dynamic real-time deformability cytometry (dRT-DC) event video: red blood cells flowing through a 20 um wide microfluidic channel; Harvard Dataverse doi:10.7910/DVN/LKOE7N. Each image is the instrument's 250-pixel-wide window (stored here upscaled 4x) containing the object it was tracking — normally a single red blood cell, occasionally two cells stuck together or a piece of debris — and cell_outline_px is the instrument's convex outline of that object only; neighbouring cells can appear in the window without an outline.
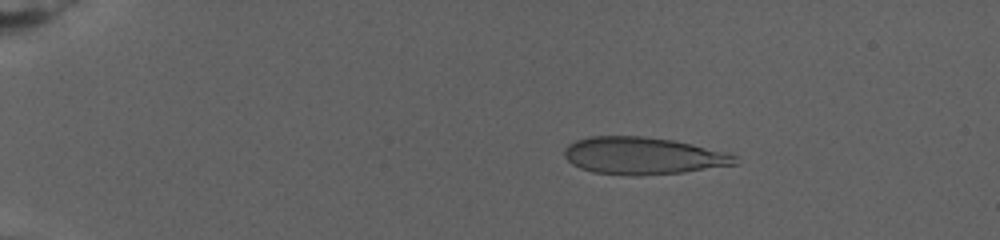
{"species": "human", "species_latin": "Homo sapiens", "temperature_condition": "warm", "stored_images_in_passage": 14, "camera_frame_rate_fps": 3000, "um_per_image_px": 0.085, "donor": {"sex": "female"}, "frame": {"image": 1, "passage_image": 6, "time_ms": 4.333, "image_size_px": [1000, 240], "cell_outline_px": [[736, 164], [684, 172], [636, 176], [632, 176], [592, 172], [580, 168], [572, 164], [564, 156], [564, 148], [568, 144], [576, 140], [588, 136], [644, 136], [672, 140], [692, 144], [728, 152], [736, 156]], "centroid_in_image_um": [54.62, 13.24], "position_along_channel_um": 30.4, "area_um2": 37.17}}
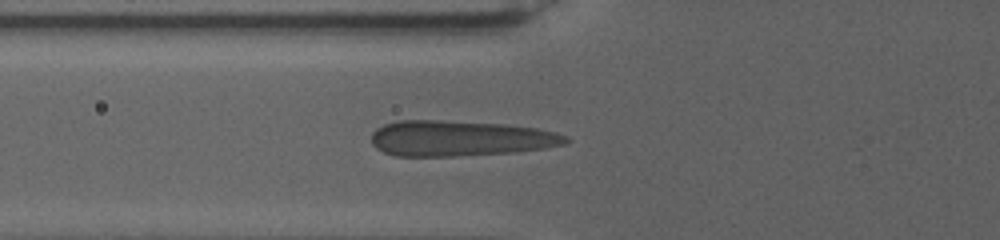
{"frame": {"image": 2, "passage_image": 11, "time_ms": 10.0, "image_size_px": [1000, 240], "cell_outline_px": [[568, 140], [564, 144], [544, 148], [516, 152], [456, 156], [396, 156], [384, 152], [376, 148], [372, 144], [372, 132], [376, 128], [384, 124], [400, 120], [440, 120], [508, 124], [536, 128], [556, 132], [568, 136]], "centroid_in_image_um": [39.09, 11.75], "position_along_channel_um": 86.7, "area_um2": 40.52}}
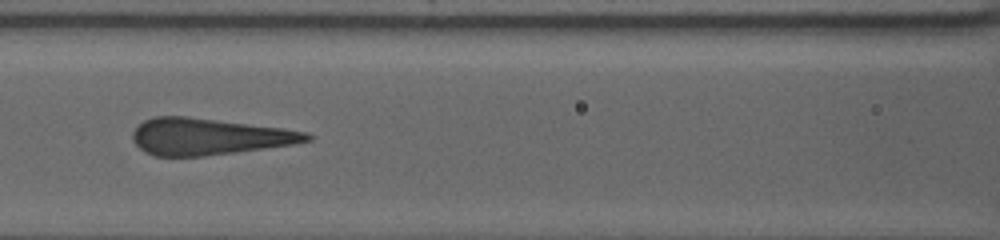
{"frame": {"image": 3, "passage_image": 13, "time_ms": 12.333, "image_size_px": [1000, 240], "cell_outline_px": [[316, 136], [312, 140], [296, 144], [236, 152], [204, 156], [156, 156], [144, 152], [132, 140], [132, 132], [144, 120], [152, 116], [188, 116], [284, 128], [308, 132]], "centroid_in_image_um": [17.79, 11.6], "position_along_channel_um": 148.8, "area_um2": 37.45}}